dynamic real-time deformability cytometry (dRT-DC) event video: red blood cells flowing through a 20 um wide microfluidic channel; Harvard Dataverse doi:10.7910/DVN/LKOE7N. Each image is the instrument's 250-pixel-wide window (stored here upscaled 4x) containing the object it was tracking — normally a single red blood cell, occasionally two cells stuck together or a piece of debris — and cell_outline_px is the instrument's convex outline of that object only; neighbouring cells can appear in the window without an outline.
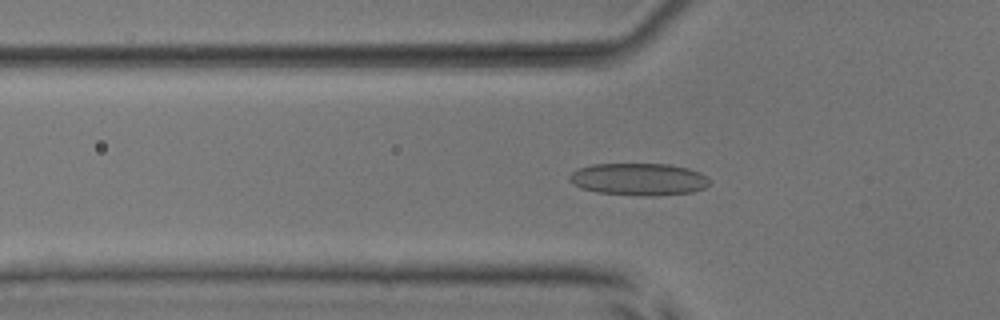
{"species": "common noctule bat (a hibernating species)", "species_latin": "Nyctalus noctula", "temperature_condition": "room temperature", "stored_images_in_passage": 48, "camera_frame_rate_fps": 3000, "um_per_image_px": 0.085, "animal": {"sex": "male", "body_mass_g": 17.9, "forearm_length_mm": 54.2}, "frame": {"image": 1, "passage_image": 18, "time_ms": 5.667, "image_size_px": [1000, 320], "cell_outline_px": [[708, 184], [704, 188], [692, 192], [652, 196], [640, 196], [596, 192], [580, 188], [572, 184], [568, 180], [568, 176], [572, 172], [580, 168], [592, 164], [668, 164], [688, 168], [700, 172], [708, 180]], "centroid_in_image_um": [54.24, 15.24], "position_along_channel_um": 71.6, "area_um2": 26.36}}
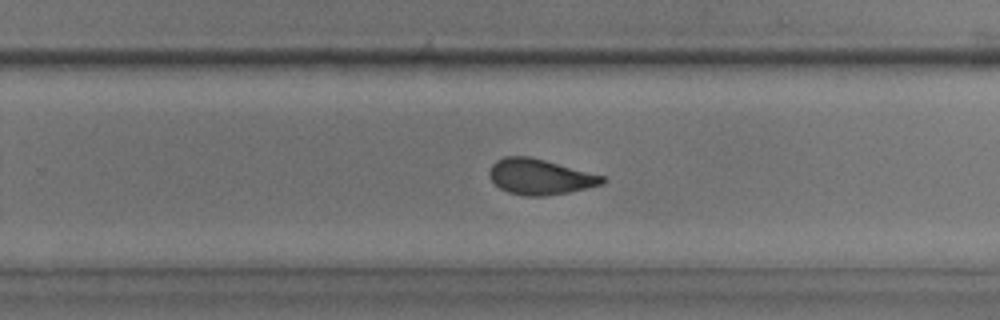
{"frame": {"image": 2, "passage_image": 34, "time_ms": 11.0, "image_size_px": [1000, 320], "cell_outline_px": [[604, 184], [568, 192], [544, 196], [524, 196], [508, 192], [500, 188], [488, 176], [488, 172], [492, 164], [496, 160], [504, 156], [528, 156], [544, 160], [604, 176]], "centroid_in_image_um": [45.85, 15.03], "position_along_channel_um": 283.9, "area_um2": 23.24}}
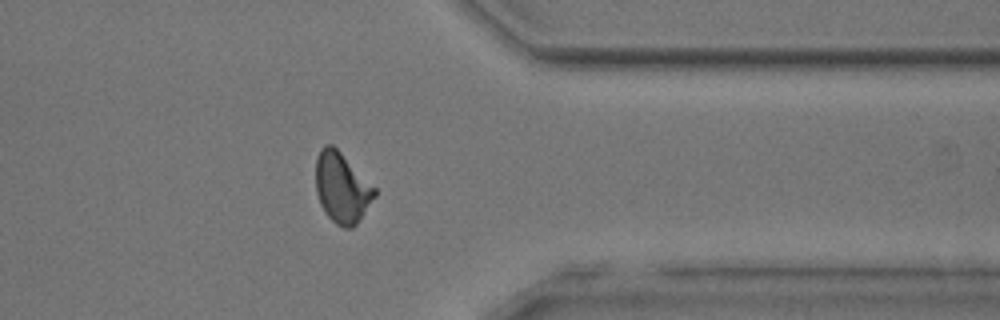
{"frame": {"image": 3, "passage_image": 42, "time_ms": 13.667, "image_size_px": [1000, 320], "cell_outline_px": [[376, 196], [356, 224], [352, 228], [344, 228], [336, 224], [324, 212], [320, 204], [316, 192], [316, 156], [320, 148], [324, 144], [332, 144], [376, 188]], "centroid_in_image_um": [29.04, 15.95], "position_along_channel_um": 382.4, "area_um2": 24.04}, "authors_computed_cell_mechanics": {"area_um2": 24.1026, "velocity_mm_per_s": 3.9917, "shape_relaxation_time_tau1_ms": 4.2675, "shape_relaxation_time_tau2_ms": 1.1032, "deformation_change_tau1": 0.1505, "deformation_change_tau2": 0.0787}}